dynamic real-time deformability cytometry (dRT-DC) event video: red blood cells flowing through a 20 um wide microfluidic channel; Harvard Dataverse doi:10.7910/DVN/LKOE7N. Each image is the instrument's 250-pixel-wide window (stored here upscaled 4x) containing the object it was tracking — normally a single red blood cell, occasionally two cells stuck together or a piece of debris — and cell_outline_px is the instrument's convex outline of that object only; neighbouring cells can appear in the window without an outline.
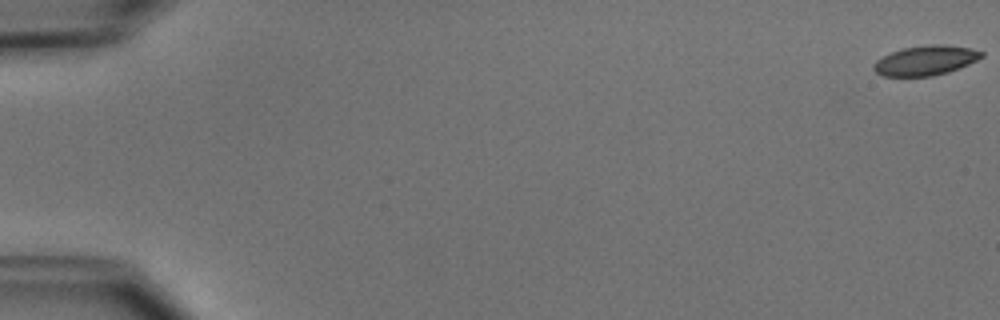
{"species": "common noctule bat (a hibernating species)", "species_latin": "Nyctalus noctula", "temperature_condition": "cold", "stored_images_in_passage": 53, "camera_frame_rate_fps": 3000, "um_per_image_px": 0.085, "animal": {"sex": "male", "body_mass_g": 15.6}, "frame": {"image": 1, "passage_image": 1, "time_ms": 0.0, "image_size_px": [1000, 320], "cell_outline_px": [[984, 56], [960, 68], [948, 72], [932, 76], [884, 76], [876, 72], [872, 68], [872, 64], [876, 60], [892, 52], [904, 48], [932, 44], [944, 44], [968, 48], [984, 52]], "centroid_in_image_um": [78.67, 5.14], "position_along_channel_um": 6.3, "area_um2": 18.55}}
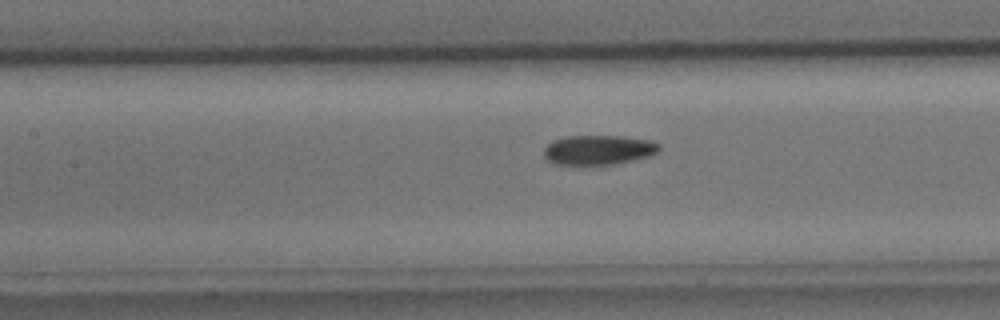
{"frame": {"image": 2, "passage_image": 25, "time_ms": 8.0, "image_size_px": [1000, 320], "cell_outline_px": [[660, 148], [652, 156], [612, 164], [552, 164], [544, 156], [544, 148], [552, 140], [568, 136], [624, 136], [652, 140], [660, 144]], "centroid_in_image_um": [50.88, 12.73], "position_along_channel_um": 156.5, "area_um2": 19.94}}
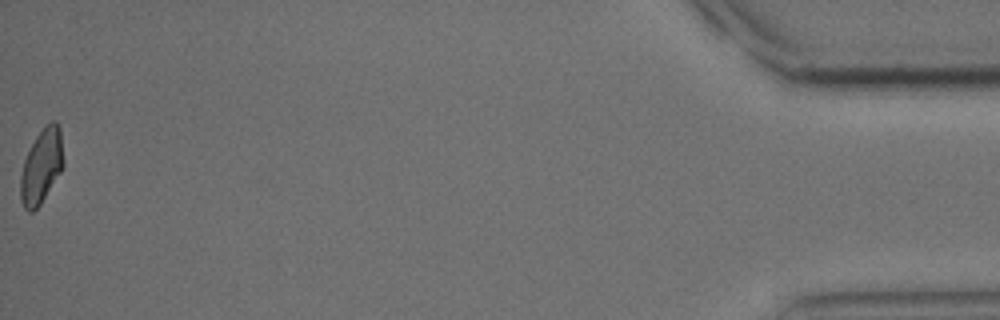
{"frame": {"image": 3, "passage_image": 53, "time_ms": 17.333, "image_size_px": [1000, 320], "cell_outline_px": [[64, 164], [60, 172], [40, 204], [32, 212], [28, 212], [24, 208], [20, 200], [20, 176], [24, 160], [36, 136], [44, 124], [52, 120], [56, 120], [60, 128], [64, 160]], "centroid_in_image_um": [3.52, 14.1], "position_along_channel_um": 431.7, "area_um2": 18.67}, "authors_computed_cell_mechanics": {"area_um2": 19.5364, "velocity_mm_per_s": 3.9103, "shape_relaxation_time_tau1_ms": 5.8997, "shape_relaxation_time_tau2_ms": 3.7846, "deformation_change_tau1": 0.1203, "deformation_change_tau2": 0.0893}}